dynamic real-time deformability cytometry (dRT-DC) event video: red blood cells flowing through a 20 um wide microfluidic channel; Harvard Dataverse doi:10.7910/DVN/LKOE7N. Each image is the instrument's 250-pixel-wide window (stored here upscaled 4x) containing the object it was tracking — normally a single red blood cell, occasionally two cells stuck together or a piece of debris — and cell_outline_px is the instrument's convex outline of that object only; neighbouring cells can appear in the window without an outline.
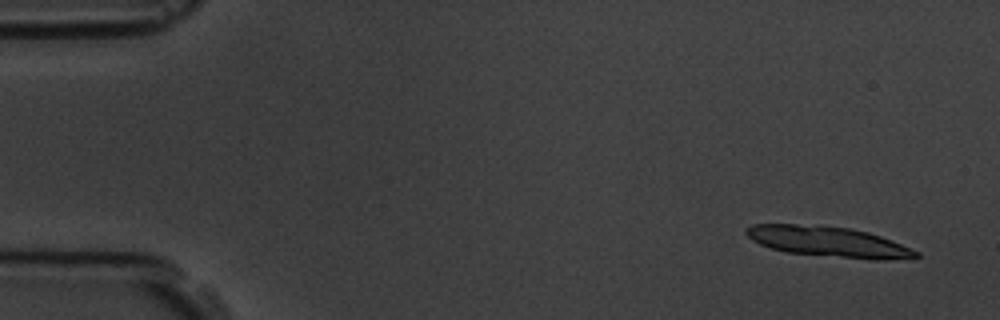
{"species": "common noctule bat (a hibernating species)", "species_latin": "Nyctalus noctula", "temperature_condition": "room temperature", "stored_images_in_passage": 5, "camera_frame_rate_fps": 3000, "um_per_image_px": 0.085, "animal": {"sex": "male", "body_mass_g": 19.5, "forearm_length_mm": 54.6}, "frame": {"image": 1, "passage_image": 1, "time_ms": 0.0, "image_size_px": [1000, 320], "cell_outline_px": [[920, 256], [916, 260], [872, 260], [788, 252], [772, 248], [760, 244], [752, 240], [744, 232], [752, 224], [796, 224], [848, 228], [868, 232], [892, 240], [912, 248], [920, 252]], "centroid_in_image_um": [70.54, 20.57], "position_along_channel_um": 14.5, "area_um2": 30.17}}
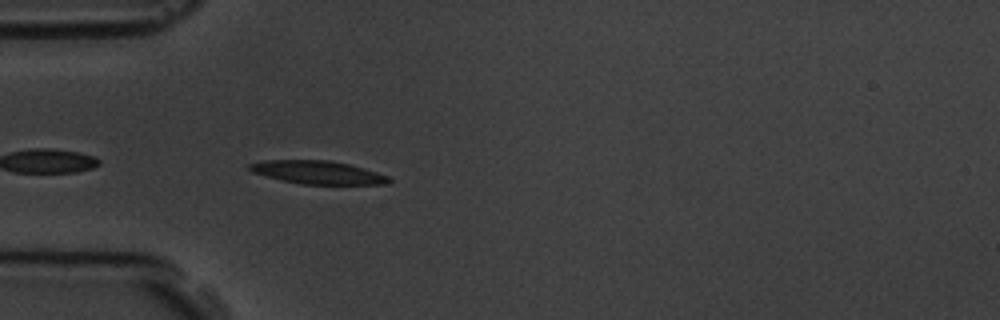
{"frame": {"image": 2, "passage_image": 5, "time_ms": 4.667, "image_size_px": [1000, 320], "cell_outline_px": [[392, 180], [384, 184], [300, 184], [252, 172], [248, 168], [248, 164], [264, 160], [332, 160], [364, 168], [388, 176]], "centroid_in_image_um": [27.01, 14.64], "position_along_channel_um": 58.0, "area_um2": 18.61}}